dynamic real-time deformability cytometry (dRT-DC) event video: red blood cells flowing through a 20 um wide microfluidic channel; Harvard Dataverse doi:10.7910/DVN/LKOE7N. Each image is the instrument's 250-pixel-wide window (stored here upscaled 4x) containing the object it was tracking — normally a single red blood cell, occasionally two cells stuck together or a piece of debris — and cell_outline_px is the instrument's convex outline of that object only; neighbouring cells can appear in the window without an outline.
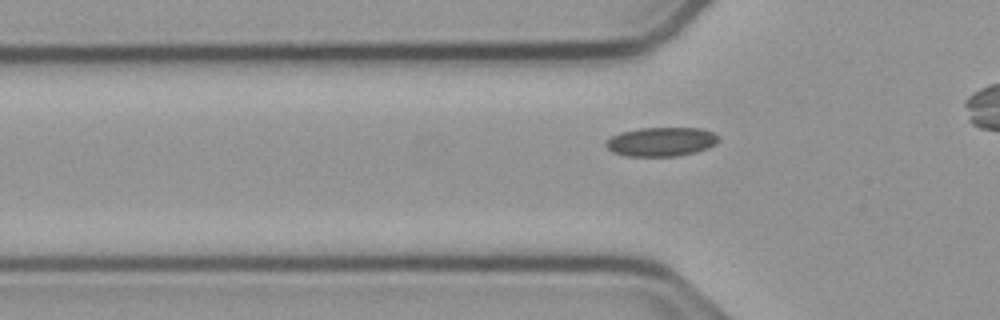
{"species": "common noctule bat (a hibernating species)", "species_latin": "Nyctalus noctula", "temperature_condition": "cold", "stored_images_in_passage": 40, "camera_frame_rate_fps": 3000, "um_per_image_px": 0.085, "animal": {"sex": "male", "body_mass_g": 23.1, "forearm_length_mm": 52.7}, "frame": {"image": 1, "passage_image": 13, "time_ms": 4.0, "image_size_px": [1000, 320], "cell_outline_px": [[720, 140], [716, 144], [708, 148], [696, 152], [676, 156], [628, 156], [612, 152], [604, 144], [612, 136], [620, 132], [640, 128], [700, 128], [712, 132]], "centroid_in_image_um": [56.21, 12.05], "position_along_channel_um": 69.6, "area_um2": 19.02}}
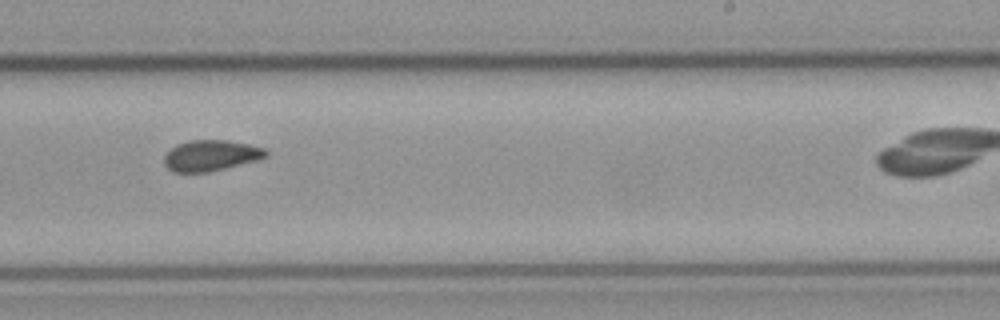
{"frame": {"image": 2, "passage_image": 29, "time_ms": 9.333, "image_size_px": [1000, 320], "cell_outline_px": [[268, 156], [256, 160], [208, 172], [176, 172], [168, 168], [164, 164], [164, 156], [176, 144], [188, 140], [228, 140], [248, 144], [264, 148], [268, 152]], "centroid_in_image_um": [17.91, 13.2], "position_along_channel_um": 271.1, "area_um2": 18.15}}
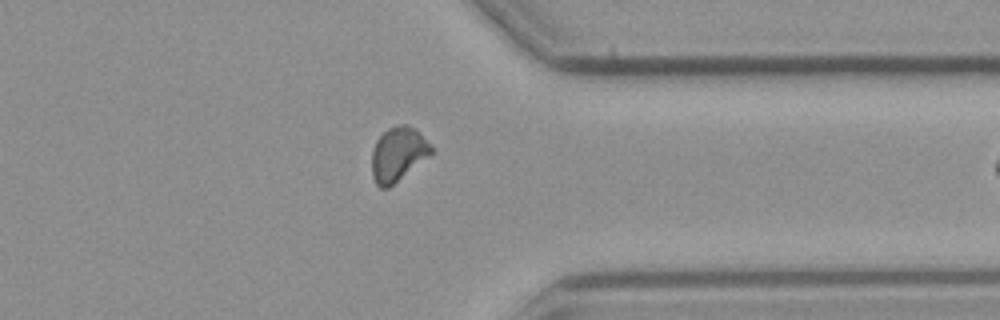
{"frame": {"image": 3, "passage_image": 38, "time_ms": 12.333, "image_size_px": [1000, 320], "cell_outline_px": [[432, 152], [388, 188], [380, 188], [376, 184], [372, 176], [372, 152], [376, 140], [388, 128], [400, 124], [404, 124], [416, 128], [432, 148]], "centroid_in_image_um": [33.79, 13.09], "position_along_channel_um": 377.6, "area_um2": 18.26}}